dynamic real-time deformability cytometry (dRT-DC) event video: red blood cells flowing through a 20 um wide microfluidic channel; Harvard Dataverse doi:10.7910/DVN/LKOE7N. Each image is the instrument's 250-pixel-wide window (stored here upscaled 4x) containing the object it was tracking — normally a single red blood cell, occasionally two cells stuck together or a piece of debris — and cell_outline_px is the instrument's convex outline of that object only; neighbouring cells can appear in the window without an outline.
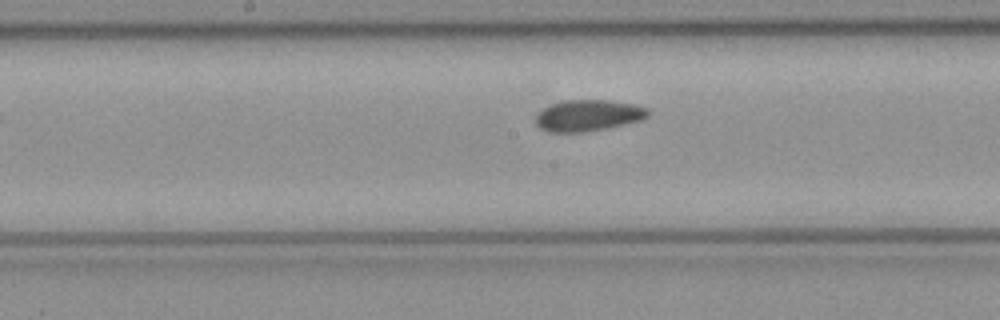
{"species": "common noctule bat (a hibernating species)", "species_latin": "Nyctalus noctula", "temperature_condition": "cold", "stored_images_in_passage": 6, "camera_frame_rate_fps": 3000, "um_per_image_px": 0.085, "animal": {"sex": "female", "body_mass_g": 21.9}, "frame": {"image": 1, "passage_image": 6, "time_ms": 1.667, "image_size_px": [1000, 320], "cell_outline_px": [[648, 116], [640, 120], [608, 128], [588, 132], [548, 132], [540, 128], [536, 124], [536, 116], [544, 108], [552, 104], [564, 100], [608, 100], [636, 104], [648, 108]], "centroid_in_image_um": [50.0, 9.82], "position_along_channel_um": 198.2, "area_um2": 20.52}}